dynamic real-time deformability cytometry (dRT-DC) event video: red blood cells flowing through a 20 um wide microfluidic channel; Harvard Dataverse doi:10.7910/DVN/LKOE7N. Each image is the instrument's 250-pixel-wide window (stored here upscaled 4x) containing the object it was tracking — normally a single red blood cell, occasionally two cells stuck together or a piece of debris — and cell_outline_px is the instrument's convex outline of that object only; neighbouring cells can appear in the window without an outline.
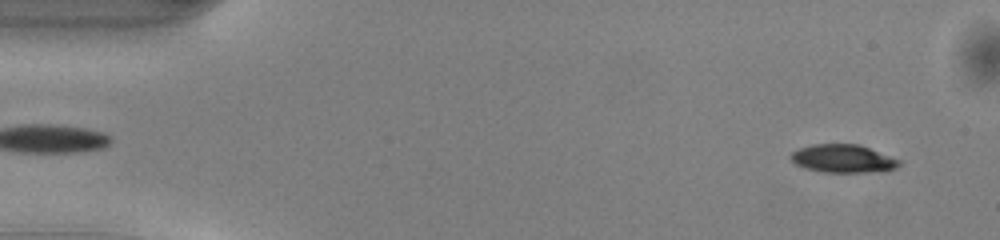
{"species": "common noctule bat (a hibernating species)", "species_latin": "Nyctalus noctula", "temperature_condition": "warm", "stored_images_in_passage": 11, "camera_frame_rate_fps": 3000, "um_per_image_px": 0.085, "animal": {"sex": "male", "body_mass_g": 13.0, "forearm_length_mm": 53.1}, "frame": {"image": 1, "passage_image": 3, "time_ms": 0.667, "image_size_px": [1000, 240], "cell_outline_px": [[900, 164], [896, 168], [884, 172], [824, 172], [804, 168], [796, 164], [788, 156], [792, 152], [800, 148], [812, 144], [860, 144], [900, 160]], "centroid_in_image_um": [71.67, 13.49], "position_along_channel_um": 13.3, "area_um2": 17.86}}